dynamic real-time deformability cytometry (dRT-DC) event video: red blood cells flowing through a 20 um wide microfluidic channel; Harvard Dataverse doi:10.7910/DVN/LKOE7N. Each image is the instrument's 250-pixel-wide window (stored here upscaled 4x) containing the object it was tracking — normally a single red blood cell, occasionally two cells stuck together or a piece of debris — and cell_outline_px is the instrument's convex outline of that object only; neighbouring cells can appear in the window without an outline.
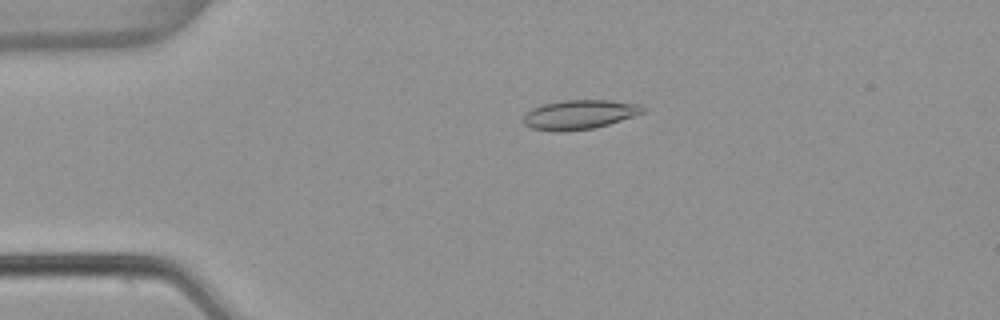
{"species": "common noctule bat (a hibernating species)", "species_latin": "Nyctalus noctula", "temperature_condition": "warm", "stored_images_in_passage": 5, "camera_frame_rate_fps": 3000, "um_per_image_px": 0.085, "animal": {"sex": "female", "body_mass_g": 22.7, "forearm_length_mm": 54.2}, "frame": {"image": 1, "passage_image": 4, "time_ms": 1.0, "image_size_px": [1000, 320], "cell_outline_px": [[644, 112], [608, 124], [592, 128], [564, 132], [556, 132], [532, 128], [524, 124], [524, 116], [532, 108], [544, 104], [560, 100], [608, 100], [640, 104], [644, 108]], "centroid_in_image_um": [49.23, 9.74], "position_along_channel_um": 35.8, "area_um2": 20.23}}